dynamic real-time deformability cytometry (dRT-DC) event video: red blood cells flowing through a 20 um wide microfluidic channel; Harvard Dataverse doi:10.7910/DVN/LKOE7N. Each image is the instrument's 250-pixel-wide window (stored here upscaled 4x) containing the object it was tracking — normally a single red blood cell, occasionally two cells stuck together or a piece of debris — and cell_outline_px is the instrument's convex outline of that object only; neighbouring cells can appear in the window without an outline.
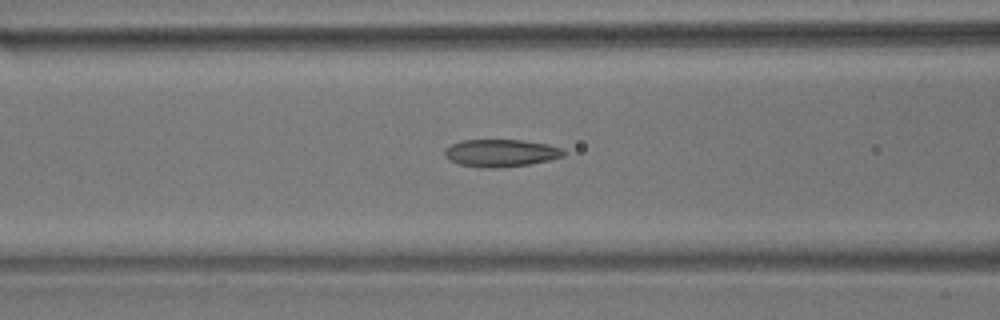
{"species": "common noctule bat (a hibernating species)", "species_latin": "Nyctalus noctula", "temperature_condition": "room temperature", "stored_images_in_passage": 48, "camera_frame_rate_fps": 3000, "um_per_image_px": 0.085, "animal": {"sex": "male", "body_mass_g": 17.9}, "frame": {"image": 1, "passage_image": 22, "time_ms": 7.0, "image_size_px": [1000, 320], "cell_outline_px": [[564, 156], [548, 160], [528, 164], [492, 168], [480, 168], [460, 164], [444, 156], [444, 148], [452, 144], [464, 140], [524, 140], [548, 144], [564, 148]], "centroid_in_image_um": [42.58, 13.0], "position_along_channel_um": 124.0, "area_um2": 18.96}}
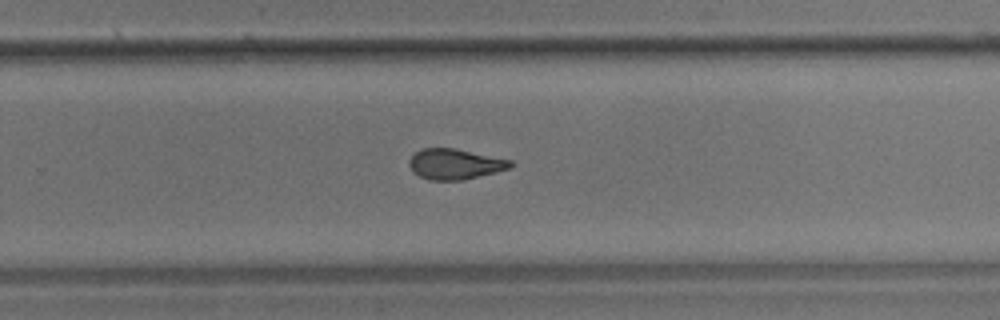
{"frame": {"image": 2, "passage_image": 36, "time_ms": 11.667, "image_size_px": [1000, 320], "cell_outline_px": [[516, 164], [512, 168], [496, 172], [460, 180], [428, 180], [412, 172], [408, 164], [408, 160], [420, 148], [456, 148], [512, 160]], "centroid_in_image_um": [38.68, 13.94], "position_along_channel_um": 291.1, "area_um2": 18.21}}
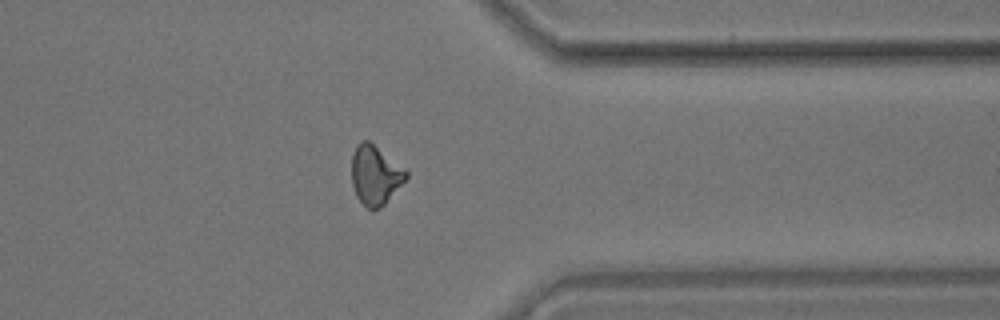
{"frame": {"image": 3, "passage_image": 44, "time_ms": 14.333, "image_size_px": [1000, 320], "cell_outline_px": [[408, 176], [384, 204], [380, 208], [372, 212], [364, 208], [356, 196], [352, 184], [352, 156], [356, 144], [364, 140], [368, 140], [404, 168], [408, 172]], "centroid_in_image_um": [31.86, 14.92], "position_along_channel_um": 379.5, "area_um2": 18.79}}